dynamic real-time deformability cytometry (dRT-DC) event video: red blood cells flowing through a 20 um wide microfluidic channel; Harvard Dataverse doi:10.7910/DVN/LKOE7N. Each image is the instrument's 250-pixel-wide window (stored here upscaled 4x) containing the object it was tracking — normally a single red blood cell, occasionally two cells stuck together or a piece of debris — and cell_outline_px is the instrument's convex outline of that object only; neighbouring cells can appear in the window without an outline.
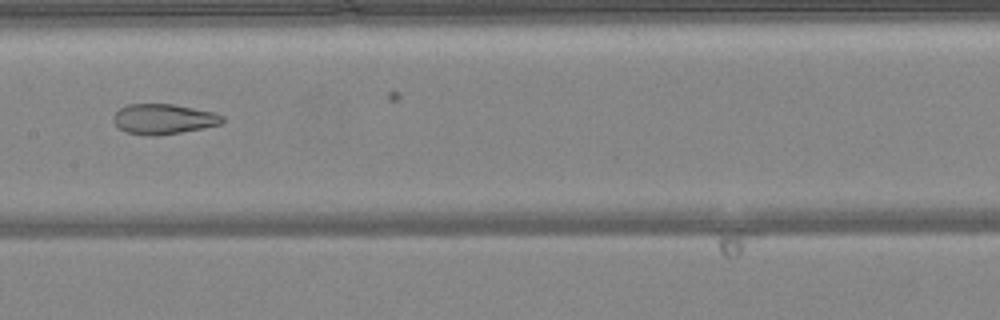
{"species": "common noctule bat (a hibernating species)", "species_latin": "Nyctalus noctula", "temperature_condition": "warm", "stored_images_in_passage": 38, "camera_frame_rate_fps": 3000, "um_per_image_px": 0.085, "animal": {"sex": "female", "body_mass_g": 24.6, "forearm_length_mm": 56.2}, "frame": {"image": 1, "passage_image": 25, "time_ms": 8.0, "image_size_px": [1000, 320], "cell_outline_px": [[224, 120], [220, 124], [180, 132], [156, 136], [144, 136], [124, 132], [112, 120], [112, 116], [120, 108], [128, 104], [172, 104], [212, 112], [224, 116]], "centroid_in_image_um": [13.84, 10.12], "position_along_channel_um": 193.6, "area_um2": 19.07}}
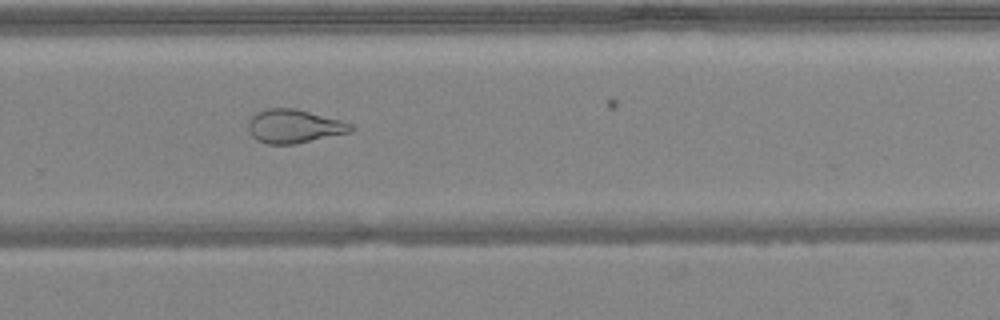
{"frame": {"image": 2, "passage_image": 33, "time_ms": 10.667, "image_size_px": [1000, 320], "cell_outline_px": [[352, 132], [296, 144], [268, 144], [256, 140], [248, 132], [248, 120], [256, 112], [268, 108], [296, 108], [340, 120], [352, 124]], "centroid_in_image_um": [24.97, 10.74], "position_along_channel_um": 304.8, "area_um2": 20.23}}
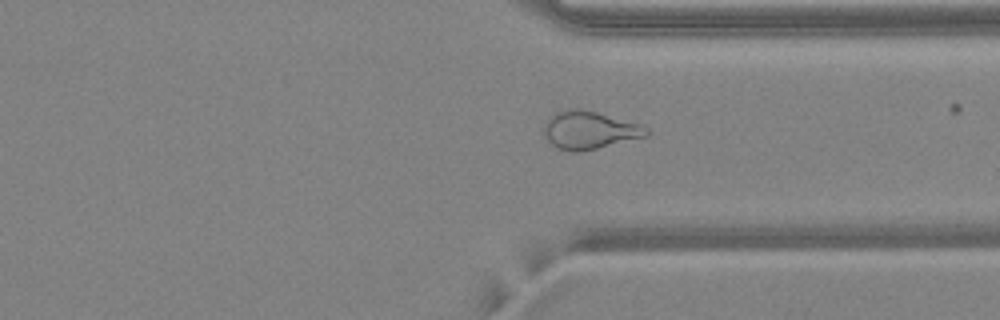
{"frame": {"image": 3, "passage_image": 37, "time_ms": 12.0, "image_size_px": [1000, 320], "cell_outline_px": [[652, 132], [648, 136], [596, 148], [576, 152], [572, 152], [556, 148], [544, 136], [544, 124], [556, 112], [568, 108], [576, 108], [596, 112], [640, 124], [648, 128]], "centroid_in_image_um": [50.11, 11.06], "position_along_channel_um": 361.3, "area_um2": 22.48}}